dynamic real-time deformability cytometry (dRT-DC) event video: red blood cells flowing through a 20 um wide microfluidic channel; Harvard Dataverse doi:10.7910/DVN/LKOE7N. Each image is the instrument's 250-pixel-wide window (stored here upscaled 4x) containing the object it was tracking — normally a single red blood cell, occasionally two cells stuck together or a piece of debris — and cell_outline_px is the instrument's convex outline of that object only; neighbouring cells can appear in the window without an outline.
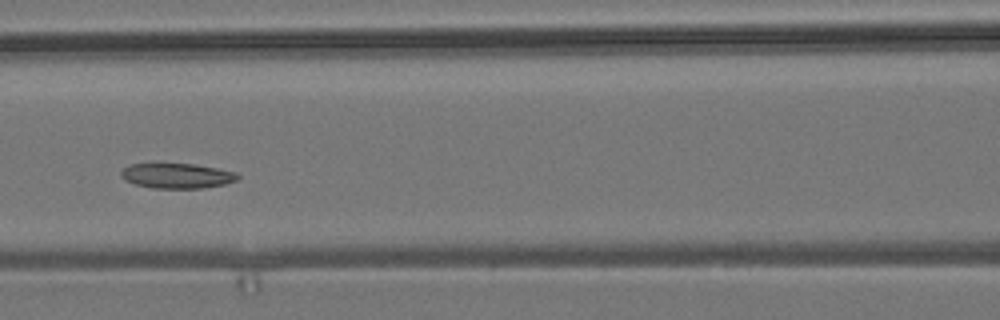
{"species": "common noctule bat (a hibernating species)", "species_latin": "Nyctalus noctula", "temperature_condition": "room temperature", "stored_images_in_passage": 7, "camera_frame_rate_fps": 3000, "um_per_image_px": 0.085, "animal": {"sex": "male", "body_mass_g": 19.2, "forearm_length_mm": 51.8}, "frame": {"image": 1, "passage_image": 4, "time_ms": 3.667, "image_size_px": [1000, 320], "cell_outline_px": [[240, 176], [236, 180], [224, 184], [204, 188], [152, 188], [136, 184], [124, 180], [120, 176], [120, 172], [124, 168], [132, 164], [192, 164], [216, 168], [236, 172]], "centroid_in_image_um": [15.03, 14.95], "position_along_channel_um": 151.6, "area_um2": 16.88}}
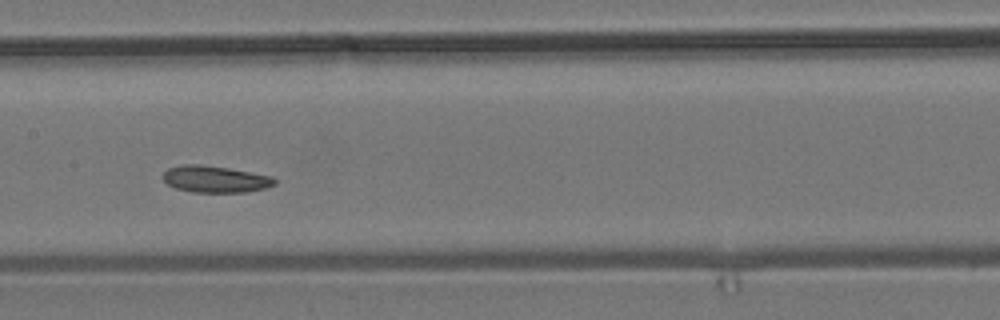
{"frame": {"image": 2, "passage_image": 5, "time_ms": 4.667, "image_size_px": [1000, 320], "cell_outline_px": [[276, 184], [264, 188], [244, 192], [192, 192], [176, 188], [168, 184], [164, 180], [164, 172], [168, 168], [180, 164], [200, 164], [228, 168], [272, 176], [276, 180]], "centroid_in_image_um": [18.28, 15.22], "position_along_channel_um": 189.1, "area_um2": 17.28}}
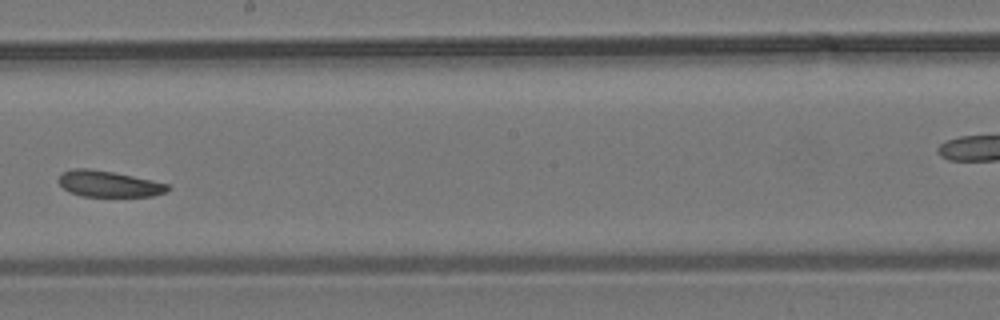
{"frame": {"image": 3, "passage_image": 6, "time_ms": 6.0, "image_size_px": [1000, 320], "cell_outline_px": [[172, 188], [168, 192], [152, 196], [80, 196], [68, 192], [56, 180], [64, 172], [72, 168], [88, 168], [112, 172], [152, 180], [168, 184]], "centroid_in_image_um": [9.25, 15.63], "position_along_channel_um": 239.0, "area_um2": 16.65}}